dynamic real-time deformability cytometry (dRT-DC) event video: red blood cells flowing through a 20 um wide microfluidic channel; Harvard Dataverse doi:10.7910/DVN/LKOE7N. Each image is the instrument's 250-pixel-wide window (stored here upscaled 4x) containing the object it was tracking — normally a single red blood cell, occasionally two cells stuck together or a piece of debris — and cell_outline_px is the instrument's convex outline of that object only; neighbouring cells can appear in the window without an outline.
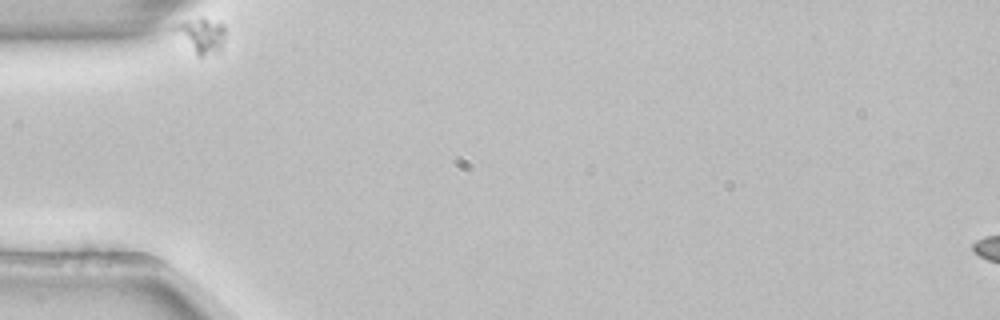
{"species": "common noctule bat (a hibernating species)", "species_latin": "Nyctalus noctula", "temperature_condition": "room temperature", "stored_images_in_passage": 36, "camera_frame_rate_fps": 3000, "um_per_image_px": 0.085, "animal": {"sex": "female", "body_mass_g": 22.7, "forearm_length_mm": 54.2}, "frame": {"image": 1, "passage_image": 1, "time_ms": 0.0, "image_size_px": [1000, 320], "cell_outline_px": [[224, 40], [220, 48], [200, 56], [196, 56], [172, 28], [180, 20], [200, 16], [204, 16], [224, 24]], "centroid_in_image_um": [17.07, 2.91], "position_along_channel_um": 67.9, "area_um2": 10.35}}